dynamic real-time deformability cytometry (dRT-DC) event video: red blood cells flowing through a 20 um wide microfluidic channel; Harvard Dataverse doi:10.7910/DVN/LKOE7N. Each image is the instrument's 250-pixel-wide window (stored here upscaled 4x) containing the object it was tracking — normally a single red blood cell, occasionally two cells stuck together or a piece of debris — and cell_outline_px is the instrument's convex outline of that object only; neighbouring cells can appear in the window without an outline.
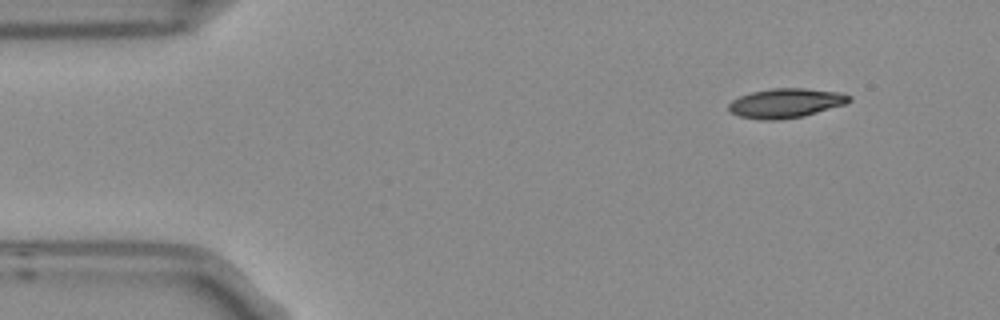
{"species": "Egyptian fruit bat (a non-hibernating species)", "species_latin": "Rousettus aegyptiacus", "temperature_condition": "room temperature", "stored_images_in_passage": 5, "camera_frame_rate_fps": 3000, "um_per_image_px": 0.085, "frame": {"image": 1, "passage_image": 1, "time_ms": 0.0, "image_size_px": [1000, 320], "cell_outline_px": [[852, 100], [844, 104], [804, 116], [780, 120], [760, 120], [740, 116], [732, 112], [728, 108], [728, 104], [732, 100], [740, 96], [752, 92], [772, 88], [800, 88], [840, 92], [852, 96]], "centroid_in_image_um": [66.79, 8.76], "position_along_channel_um": 18.2, "area_um2": 20.58}}
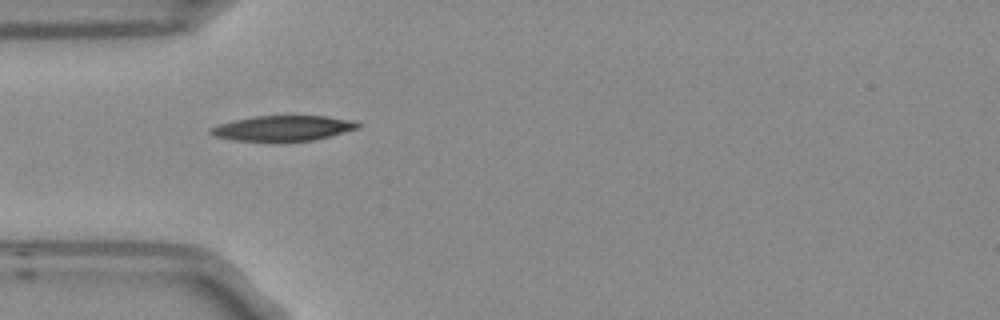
{"frame": {"image": 2, "passage_image": 4, "time_ms": 1.0, "image_size_px": [1000, 320], "cell_outline_px": [[360, 128], [312, 140], [236, 140], [216, 136], [208, 132], [208, 128], [220, 124], [236, 120], [256, 116], [328, 116], [356, 120], [360, 124]], "centroid_in_image_um": [24.11, 10.87], "position_along_channel_um": 60.9, "area_um2": 21.21}}
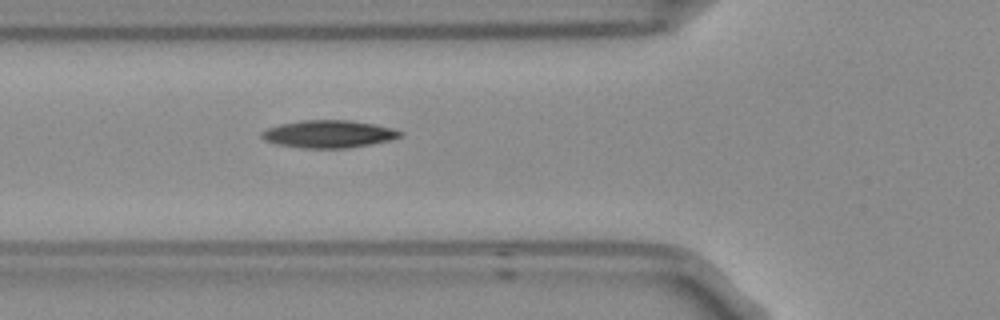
{"frame": {"image": 3, "passage_image": 5, "time_ms": 1.333, "image_size_px": [1000, 320], "cell_outline_px": [[404, 136], [372, 144], [348, 148], [300, 148], [276, 144], [264, 140], [260, 136], [260, 132], [268, 128], [280, 124], [300, 120], [348, 120], [376, 124], [392, 128], [404, 132]], "centroid_in_image_um": [27.93, 11.39], "position_along_channel_um": 97.9, "area_um2": 22.43}}